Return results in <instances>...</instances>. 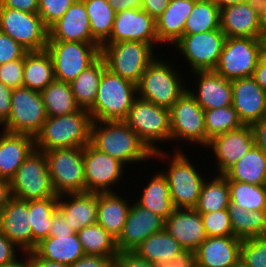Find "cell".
I'll return each mask as SVG.
<instances>
[{"label":"cell","instance_id":"cell-1","mask_svg":"<svg viewBox=\"0 0 266 267\" xmlns=\"http://www.w3.org/2000/svg\"><path fill=\"white\" fill-rule=\"evenodd\" d=\"M90 144L125 166L153 159V152L124 121H92Z\"/></svg>","mask_w":266,"mask_h":267},{"label":"cell","instance_id":"cell-2","mask_svg":"<svg viewBox=\"0 0 266 267\" xmlns=\"http://www.w3.org/2000/svg\"><path fill=\"white\" fill-rule=\"evenodd\" d=\"M92 119L88 110L47 117L41 130L35 135V149L49 151L54 149L84 148L90 143Z\"/></svg>","mask_w":266,"mask_h":267},{"label":"cell","instance_id":"cell-3","mask_svg":"<svg viewBox=\"0 0 266 267\" xmlns=\"http://www.w3.org/2000/svg\"><path fill=\"white\" fill-rule=\"evenodd\" d=\"M182 151L177 148L173 155V153H167L162 149L153 152V159L155 158L157 161L165 159L164 161H168L170 164L162 173L167 178L174 207L195 208L199 200L201 186L207 177H202L200 171L195 169V163H191L186 156L187 154Z\"/></svg>","mask_w":266,"mask_h":267},{"label":"cell","instance_id":"cell-4","mask_svg":"<svg viewBox=\"0 0 266 267\" xmlns=\"http://www.w3.org/2000/svg\"><path fill=\"white\" fill-rule=\"evenodd\" d=\"M137 85L104 69L93 107L89 110L92 121H124L133 101Z\"/></svg>","mask_w":266,"mask_h":267},{"label":"cell","instance_id":"cell-5","mask_svg":"<svg viewBox=\"0 0 266 267\" xmlns=\"http://www.w3.org/2000/svg\"><path fill=\"white\" fill-rule=\"evenodd\" d=\"M172 64L156 57L137 84V97L170 109L188 88L187 81Z\"/></svg>","mask_w":266,"mask_h":267},{"label":"cell","instance_id":"cell-6","mask_svg":"<svg viewBox=\"0 0 266 267\" xmlns=\"http://www.w3.org/2000/svg\"><path fill=\"white\" fill-rule=\"evenodd\" d=\"M154 48L151 44L137 41L104 43L101 56L109 70L137 85L146 68L157 57Z\"/></svg>","mask_w":266,"mask_h":267},{"label":"cell","instance_id":"cell-7","mask_svg":"<svg viewBox=\"0 0 266 267\" xmlns=\"http://www.w3.org/2000/svg\"><path fill=\"white\" fill-rule=\"evenodd\" d=\"M11 195L31 201L58 197L48 171L45 153L34 149L10 180Z\"/></svg>","mask_w":266,"mask_h":267},{"label":"cell","instance_id":"cell-8","mask_svg":"<svg viewBox=\"0 0 266 267\" xmlns=\"http://www.w3.org/2000/svg\"><path fill=\"white\" fill-rule=\"evenodd\" d=\"M124 122L137 133L152 152L162 150L157 142H170L169 109L137 97Z\"/></svg>","mask_w":266,"mask_h":267},{"label":"cell","instance_id":"cell-9","mask_svg":"<svg viewBox=\"0 0 266 267\" xmlns=\"http://www.w3.org/2000/svg\"><path fill=\"white\" fill-rule=\"evenodd\" d=\"M46 51L52 59L55 79L68 83L101 56L98 43L48 41Z\"/></svg>","mask_w":266,"mask_h":267},{"label":"cell","instance_id":"cell-10","mask_svg":"<svg viewBox=\"0 0 266 267\" xmlns=\"http://www.w3.org/2000/svg\"><path fill=\"white\" fill-rule=\"evenodd\" d=\"M58 196L86 192L83 148L43 151Z\"/></svg>","mask_w":266,"mask_h":267},{"label":"cell","instance_id":"cell-11","mask_svg":"<svg viewBox=\"0 0 266 267\" xmlns=\"http://www.w3.org/2000/svg\"><path fill=\"white\" fill-rule=\"evenodd\" d=\"M46 120L41 92L26 87L12 90L11 112L1 124L3 131L35 137Z\"/></svg>","mask_w":266,"mask_h":267},{"label":"cell","instance_id":"cell-12","mask_svg":"<svg viewBox=\"0 0 266 267\" xmlns=\"http://www.w3.org/2000/svg\"><path fill=\"white\" fill-rule=\"evenodd\" d=\"M262 50L260 38L226 37L214 71L228 80L252 77Z\"/></svg>","mask_w":266,"mask_h":267},{"label":"cell","instance_id":"cell-13","mask_svg":"<svg viewBox=\"0 0 266 267\" xmlns=\"http://www.w3.org/2000/svg\"><path fill=\"white\" fill-rule=\"evenodd\" d=\"M0 31L28 52L46 49L49 30L38 13H28L0 5Z\"/></svg>","mask_w":266,"mask_h":267},{"label":"cell","instance_id":"cell-14","mask_svg":"<svg viewBox=\"0 0 266 267\" xmlns=\"http://www.w3.org/2000/svg\"><path fill=\"white\" fill-rule=\"evenodd\" d=\"M169 116L170 141H188L206 148L204 110L188 90L169 109Z\"/></svg>","mask_w":266,"mask_h":267},{"label":"cell","instance_id":"cell-15","mask_svg":"<svg viewBox=\"0 0 266 267\" xmlns=\"http://www.w3.org/2000/svg\"><path fill=\"white\" fill-rule=\"evenodd\" d=\"M226 35L220 29L198 34H183L173 45L191 67L190 72L214 70L218 64Z\"/></svg>","mask_w":266,"mask_h":267},{"label":"cell","instance_id":"cell-16","mask_svg":"<svg viewBox=\"0 0 266 267\" xmlns=\"http://www.w3.org/2000/svg\"><path fill=\"white\" fill-rule=\"evenodd\" d=\"M86 192H116L113 185L122 180L125 165L99 151L90 143L83 148Z\"/></svg>","mask_w":266,"mask_h":267},{"label":"cell","instance_id":"cell-17","mask_svg":"<svg viewBox=\"0 0 266 267\" xmlns=\"http://www.w3.org/2000/svg\"><path fill=\"white\" fill-rule=\"evenodd\" d=\"M121 41L145 42L153 47L158 46L156 20L142 8L115 13L111 35L105 43Z\"/></svg>","mask_w":266,"mask_h":267},{"label":"cell","instance_id":"cell-18","mask_svg":"<svg viewBox=\"0 0 266 267\" xmlns=\"http://www.w3.org/2000/svg\"><path fill=\"white\" fill-rule=\"evenodd\" d=\"M164 225L162 217L132 202L122 233L116 239L118 252H134L151 234L163 230Z\"/></svg>","mask_w":266,"mask_h":267},{"label":"cell","instance_id":"cell-19","mask_svg":"<svg viewBox=\"0 0 266 267\" xmlns=\"http://www.w3.org/2000/svg\"><path fill=\"white\" fill-rule=\"evenodd\" d=\"M254 133L251 125L228 131L214 137L206 147L214 153L215 168L218 174H224L232 165L241 159L253 146ZM214 151V152H213Z\"/></svg>","mask_w":266,"mask_h":267},{"label":"cell","instance_id":"cell-20","mask_svg":"<svg viewBox=\"0 0 266 267\" xmlns=\"http://www.w3.org/2000/svg\"><path fill=\"white\" fill-rule=\"evenodd\" d=\"M232 106L243 125L266 117V92L252 77L231 80Z\"/></svg>","mask_w":266,"mask_h":267},{"label":"cell","instance_id":"cell-21","mask_svg":"<svg viewBox=\"0 0 266 267\" xmlns=\"http://www.w3.org/2000/svg\"><path fill=\"white\" fill-rule=\"evenodd\" d=\"M0 231L18 247L20 252L33 251L28 201L13 196L10 198L0 212Z\"/></svg>","mask_w":266,"mask_h":267},{"label":"cell","instance_id":"cell-22","mask_svg":"<svg viewBox=\"0 0 266 267\" xmlns=\"http://www.w3.org/2000/svg\"><path fill=\"white\" fill-rule=\"evenodd\" d=\"M192 73L196 77V80H193V84L196 82V85H194L196 90L195 92L190 88H187V90L203 110L232 105L231 80L220 76L214 70L195 71Z\"/></svg>","mask_w":266,"mask_h":267},{"label":"cell","instance_id":"cell-23","mask_svg":"<svg viewBox=\"0 0 266 267\" xmlns=\"http://www.w3.org/2000/svg\"><path fill=\"white\" fill-rule=\"evenodd\" d=\"M48 30V41L97 43L92 38L87 10L82 0H75Z\"/></svg>","mask_w":266,"mask_h":267},{"label":"cell","instance_id":"cell-24","mask_svg":"<svg viewBox=\"0 0 266 267\" xmlns=\"http://www.w3.org/2000/svg\"><path fill=\"white\" fill-rule=\"evenodd\" d=\"M164 229L190 251L206 239L201 215L194 208H175L165 220Z\"/></svg>","mask_w":266,"mask_h":267},{"label":"cell","instance_id":"cell-25","mask_svg":"<svg viewBox=\"0 0 266 267\" xmlns=\"http://www.w3.org/2000/svg\"><path fill=\"white\" fill-rule=\"evenodd\" d=\"M243 240L234 236L206 237L194 251L199 267H231L241 255Z\"/></svg>","mask_w":266,"mask_h":267},{"label":"cell","instance_id":"cell-26","mask_svg":"<svg viewBox=\"0 0 266 267\" xmlns=\"http://www.w3.org/2000/svg\"><path fill=\"white\" fill-rule=\"evenodd\" d=\"M97 205L98 193L95 192L58 196V209L64 214L70 228L75 232L97 223Z\"/></svg>","mask_w":266,"mask_h":267},{"label":"cell","instance_id":"cell-27","mask_svg":"<svg viewBox=\"0 0 266 267\" xmlns=\"http://www.w3.org/2000/svg\"><path fill=\"white\" fill-rule=\"evenodd\" d=\"M0 131V178L10 181L35 149L34 136Z\"/></svg>","mask_w":266,"mask_h":267},{"label":"cell","instance_id":"cell-28","mask_svg":"<svg viewBox=\"0 0 266 267\" xmlns=\"http://www.w3.org/2000/svg\"><path fill=\"white\" fill-rule=\"evenodd\" d=\"M259 14L247 3L220 9V28L226 37L260 38Z\"/></svg>","mask_w":266,"mask_h":267},{"label":"cell","instance_id":"cell-29","mask_svg":"<svg viewBox=\"0 0 266 267\" xmlns=\"http://www.w3.org/2000/svg\"><path fill=\"white\" fill-rule=\"evenodd\" d=\"M197 0H170L168 7L156 19L159 44L174 45L182 36L187 18Z\"/></svg>","mask_w":266,"mask_h":267},{"label":"cell","instance_id":"cell-30","mask_svg":"<svg viewBox=\"0 0 266 267\" xmlns=\"http://www.w3.org/2000/svg\"><path fill=\"white\" fill-rule=\"evenodd\" d=\"M131 204L115 192H99L97 223L117 239L124 228Z\"/></svg>","mask_w":266,"mask_h":267},{"label":"cell","instance_id":"cell-31","mask_svg":"<svg viewBox=\"0 0 266 267\" xmlns=\"http://www.w3.org/2000/svg\"><path fill=\"white\" fill-rule=\"evenodd\" d=\"M34 252L44 260L59 262L67 266L85 255L77 232L58 237L48 236L37 244Z\"/></svg>","mask_w":266,"mask_h":267},{"label":"cell","instance_id":"cell-32","mask_svg":"<svg viewBox=\"0 0 266 267\" xmlns=\"http://www.w3.org/2000/svg\"><path fill=\"white\" fill-rule=\"evenodd\" d=\"M149 180L148 184L143 187L139 200L136 199L135 202L166 220L175 209L167 178L160 171L154 173Z\"/></svg>","mask_w":266,"mask_h":267},{"label":"cell","instance_id":"cell-33","mask_svg":"<svg viewBox=\"0 0 266 267\" xmlns=\"http://www.w3.org/2000/svg\"><path fill=\"white\" fill-rule=\"evenodd\" d=\"M184 248L165 229L151 234L136 249L135 253L160 266L174 260Z\"/></svg>","mask_w":266,"mask_h":267},{"label":"cell","instance_id":"cell-34","mask_svg":"<svg viewBox=\"0 0 266 267\" xmlns=\"http://www.w3.org/2000/svg\"><path fill=\"white\" fill-rule=\"evenodd\" d=\"M223 175L228 181L266 185V156L254 145Z\"/></svg>","mask_w":266,"mask_h":267},{"label":"cell","instance_id":"cell-35","mask_svg":"<svg viewBox=\"0 0 266 267\" xmlns=\"http://www.w3.org/2000/svg\"><path fill=\"white\" fill-rule=\"evenodd\" d=\"M54 80L52 59L46 49L25 54L23 87L41 92Z\"/></svg>","mask_w":266,"mask_h":267},{"label":"cell","instance_id":"cell-36","mask_svg":"<svg viewBox=\"0 0 266 267\" xmlns=\"http://www.w3.org/2000/svg\"><path fill=\"white\" fill-rule=\"evenodd\" d=\"M106 67L105 59L100 56L92 65L70 82L76 103L81 109L89 111L93 107L100 77Z\"/></svg>","mask_w":266,"mask_h":267},{"label":"cell","instance_id":"cell-37","mask_svg":"<svg viewBox=\"0 0 266 267\" xmlns=\"http://www.w3.org/2000/svg\"><path fill=\"white\" fill-rule=\"evenodd\" d=\"M228 211L234 237L244 240L266 236V210L249 211L230 202Z\"/></svg>","mask_w":266,"mask_h":267},{"label":"cell","instance_id":"cell-38","mask_svg":"<svg viewBox=\"0 0 266 267\" xmlns=\"http://www.w3.org/2000/svg\"><path fill=\"white\" fill-rule=\"evenodd\" d=\"M47 117L75 113L81 108L76 103L70 83L54 80L41 91Z\"/></svg>","mask_w":266,"mask_h":267},{"label":"cell","instance_id":"cell-39","mask_svg":"<svg viewBox=\"0 0 266 267\" xmlns=\"http://www.w3.org/2000/svg\"><path fill=\"white\" fill-rule=\"evenodd\" d=\"M208 178L211 179L204 180L194 209L199 213L228 209L230 203L228 179L223 174Z\"/></svg>","mask_w":266,"mask_h":267},{"label":"cell","instance_id":"cell-40","mask_svg":"<svg viewBox=\"0 0 266 267\" xmlns=\"http://www.w3.org/2000/svg\"><path fill=\"white\" fill-rule=\"evenodd\" d=\"M58 208V197L28 201L29 225L33 235V251L49 236L52 216Z\"/></svg>","mask_w":266,"mask_h":267},{"label":"cell","instance_id":"cell-41","mask_svg":"<svg viewBox=\"0 0 266 267\" xmlns=\"http://www.w3.org/2000/svg\"><path fill=\"white\" fill-rule=\"evenodd\" d=\"M87 10L92 38L102 46L111 35L115 12L108 0H82Z\"/></svg>","mask_w":266,"mask_h":267},{"label":"cell","instance_id":"cell-42","mask_svg":"<svg viewBox=\"0 0 266 267\" xmlns=\"http://www.w3.org/2000/svg\"><path fill=\"white\" fill-rule=\"evenodd\" d=\"M83 250L87 255L116 258V239L98 223L84 227L77 232Z\"/></svg>","mask_w":266,"mask_h":267},{"label":"cell","instance_id":"cell-43","mask_svg":"<svg viewBox=\"0 0 266 267\" xmlns=\"http://www.w3.org/2000/svg\"><path fill=\"white\" fill-rule=\"evenodd\" d=\"M220 29V9L212 0L196 1L186 20L183 34H198Z\"/></svg>","mask_w":266,"mask_h":267},{"label":"cell","instance_id":"cell-44","mask_svg":"<svg viewBox=\"0 0 266 267\" xmlns=\"http://www.w3.org/2000/svg\"><path fill=\"white\" fill-rule=\"evenodd\" d=\"M206 128V147L216 136L243 126L232 105L217 109L204 110Z\"/></svg>","mask_w":266,"mask_h":267},{"label":"cell","instance_id":"cell-45","mask_svg":"<svg viewBox=\"0 0 266 267\" xmlns=\"http://www.w3.org/2000/svg\"><path fill=\"white\" fill-rule=\"evenodd\" d=\"M230 202L249 211L266 210V185L228 181Z\"/></svg>","mask_w":266,"mask_h":267},{"label":"cell","instance_id":"cell-46","mask_svg":"<svg viewBox=\"0 0 266 267\" xmlns=\"http://www.w3.org/2000/svg\"><path fill=\"white\" fill-rule=\"evenodd\" d=\"M200 215L206 237L234 236L228 209Z\"/></svg>","mask_w":266,"mask_h":267},{"label":"cell","instance_id":"cell-47","mask_svg":"<svg viewBox=\"0 0 266 267\" xmlns=\"http://www.w3.org/2000/svg\"><path fill=\"white\" fill-rule=\"evenodd\" d=\"M240 257L249 267H266V236L244 239Z\"/></svg>","mask_w":266,"mask_h":267},{"label":"cell","instance_id":"cell-48","mask_svg":"<svg viewBox=\"0 0 266 267\" xmlns=\"http://www.w3.org/2000/svg\"><path fill=\"white\" fill-rule=\"evenodd\" d=\"M75 0H39L38 14L49 28L61 18Z\"/></svg>","mask_w":266,"mask_h":267},{"label":"cell","instance_id":"cell-49","mask_svg":"<svg viewBox=\"0 0 266 267\" xmlns=\"http://www.w3.org/2000/svg\"><path fill=\"white\" fill-rule=\"evenodd\" d=\"M24 59L0 65V82L14 89L23 87Z\"/></svg>","mask_w":266,"mask_h":267},{"label":"cell","instance_id":"cell-50","mask_svg":"<svg viewBox=\"0 0 266 267\" xmlns=\"http://www.w3.org/2000/svg\"><path fill=\"white\" fill-rule=\"evenodd\" d=\"M28 51L4 32L0 31V65L24 59Z\"/></svg>","mask_w":266,"mask_h":267},{"label":"cell","instance_id":"cell-51","mask_svg":"<svg viewBox=\"0 0 266 267\" xmlns=\"http://www.w3.org/2000/svg\"><path fill=\"white\" fill-rule=\"evenodd\" d=\"M119 267H158L138 256L135 252H119L114 260Z\"/></svg>","mask_w":266,"mask_h":267},{"label":"cell","instance_id":"cell-52","mask_svg":"<svg viewBox=\"0 0 266 267\" xmlns=\"http://www.w3.org/2000/svg\"><path fill=\"white\" fill-rule=\"evenodd\" d=\"M76 233L75 230L70 228L64 214L57 208L52 216V224L49 231V236H63Z\"/></svg>","mask_w":266,"mask_h":267},{"label":"cell","instance_id":"cell-53","mask_svg":"<svg viewBox=\"0 0 266 267\" xmlns=\"http://www.w3.org/2000/svg\"><path fill=\"white\" fill-rule=\"evenodd\" d=\"M17 249L18 247L0 231V267L18 257Z\"/></svg>","mask_w":266,"mask_h":267},{"label":"cell","instance_id":"cell-54","mask_svg":"<svg viewBox=\"0 0 266 267\" xmlns=\"http://www.w3.org/2000/svg\"><path fill=\"white\" fill-rule=\"evenodd\" d=\"M114 260L115 258L85 254L68 267H108Z\"/></svg>","mask_w":266,"mask_h":267},{"label":"cell","instance_id":"cell-55","mask_svg":"<svg viewBox=\"0 0 266 267\" xmlns=\"http://www.w3.org/2000/svg\"><path fill=\"white\" fill-rule=\"evenodd\" d=\"M0 5L28 13H38L39 0H0Z\"/></svg>","mask_w":266,"mask_h":267},{"label":"cell","instance_id":"cell-56","mask_svg":"<svg viewBox=\"0 0 266 267\" xmlns=\"http://www.w3.org/2000/svg\"><path fill=\"white\" fill-rule=\"evenodd\" d=\"M12 88L0 82V126L8 118L11 112Z\"/></svg>","mask_w":266,"mask_h":267},{"label":"cell","instance_id":"cell-57","mask_svg":"<svg viewBox=\"0 0 266 267\" xmlns=\"http://www.w3.org/2000/svg\"><path fill=\"white\" fill-rule=\"evenodd\" d=\"M254 133V143L266 156V118L251 125Z\"/></svg>","mask_w":266,"mask_h":267},{"label":"cell","instance_id":"cell-58","mask_svg":"<svg viewBox=\"0 0 266 267\" xmlns=\"http://www.w3.org/2000/svg\"><path fill=\"white\" fill-rule=\"evenodd\" d=\"M195 256L194 251L184 249L182 252L176 255L173 261L162 264L158 267H194Z\"/></svg>","mask_w":266,"mask_h":267},{"label":"cell","instance_id":"cell-59","mask_svg":"<svg viewBox=\"0 0 266 267\" xmlns=\"http://www.w3.org/2000/svg\"><path fill=\"white\" fill-rule=\"evenodd\" d=\"M170 0H143L141 8L155 20L168 7Z\"/></svg>","mask_w":266,"mask_h":267},{"label":"cell","instance_id":"cell-60","mask_svg":"<svg viewBox=\"0 0 266 267\" xmlns=\"http://www.w3.org/2000/svg\"><path fill=\"white\" fill-rule=\"evenodd\" d=\"M252 78L266 92V50L263 48Z\"/></svg>","mask_w":266,"mask_h":267},{"label":"cell","instance_id":"cell-61","mask_svg":"<svg viewBox=\"0 0 266 267\" xmlns=\"http://www.w3.org/2000/svg\"><path fill=\"white\" fill-rule=\"evenodd\" d=\"M142 2L143 0H108L115 13L130 9H140Z\"/></svg>","mask_w":266,"mask_h":267},{"label":"cell","instance_id":"cell-62","mask_svg":"<svg viewBox=\"0 0 266 267\" xmlns=\"http://www.w3.org/2000/svg\"><path fill=\"white\" fill-rule=\"evenodd\" d=\"M11 197L10 181L0 178V212L7 205Z\"/></svg>","mask_w":266,"mask_h":267},{"label":"cell","instance_id":"cell-63","mask_svg":"<svg viewBox=\"0 0 266 267\" xmlns=\"http://www.w3.org/2000/svg\"><path fill=\"white\" fill-rule=\"evenodd\" d=\"M20 254H24L22 255L24 256L23 260H21V257H16L12 262L6 263L1 267H32V252H22Z\"/></svg>","mask_w":266,"mask_h":267},{"label":"cell","instance_id":"cell-64","mask_svg":"<svg viewBox=\"0 0 266 267\" xmlns=\"http://www.w3.org/2000/svg\"><path fill=\"white\" fill-rule=\"evenodd\" d=\"M32 267H68L65 264L44 260L40 258L34 251H32Z\"/></svg>","mask_w":266,"mask_h":267},{"label":"cell","instance_id":"cell-65","mask_svg":"<svg viewBox=\"0 0 266 267\" xmlns=\"http://www.w3.org/2000/svg\"><path fill=\"white\" fill-rule=\"evenodd\" d=\"M260 39L266 37V8L259 14Z\"/></svg>","mask_w":266,"mask_h":267},{"label":"cell","instance_id":"cell-66","mask_svg":"<svg viewBox=\"0 0 266 267\" xmlns=\"http://www.w3.org/2000/svg\"><path fill=\"white\" fill-rule=\"evenodd\" d=\"M247 3L260 14L266 8V0H247Z\"/></svg>","mask_w":266,"mask_h":267},{"label":"cell","instance_id":"cell-67","mask_svg":"<svg viewBox=\"0 0 266 267\" xmlns=\"http://www.w3.org/2000/svg\"><path fill=\"white\" fill-rule=\"evenodd\" d=\"M216 6L221 9L225 6L231 5V4H238V3H244L247 2V0H212Z\"/></svg>","mask_w":266,"mask_h":267},{"label":"cell","instance_id":"cell-68","mask_svg":"<svg viewBox=\"0 0 266 267\" xmlns=\"http://www.w3.org/2000/svg\"><path fill=\"white\" fill-rule=\"evenodd\" d=\"M231 267H249L240 257Z\"/></svg>","mask_w":266,"mask_h":267},{"label":"cell","instance_id":"cell-69","mask_svg":"<svg viewBox=\"0 0 266 267\" xmlns=\"http://www.w3.org/2000/svg\"><path fill=\"white\" fill-rule=\"evenodd\" d=\"M108 267H119V266L115 261H113Z\"/></svg>","mask_w":266,"mask_h":267},{"label":"cell","instance_id":"cell-70","mask_svg":"<svg viewBox=\"0 0 266 267\" xmlns=\"http://www.w3.org/2000/svg\"><path fill=\"white\" fill-rule=\"evenodd\" d=\"M263 48L266 50V37L263 39Z\"/></svg>","mask_w":266,"mask_h":267}]
</instances>
